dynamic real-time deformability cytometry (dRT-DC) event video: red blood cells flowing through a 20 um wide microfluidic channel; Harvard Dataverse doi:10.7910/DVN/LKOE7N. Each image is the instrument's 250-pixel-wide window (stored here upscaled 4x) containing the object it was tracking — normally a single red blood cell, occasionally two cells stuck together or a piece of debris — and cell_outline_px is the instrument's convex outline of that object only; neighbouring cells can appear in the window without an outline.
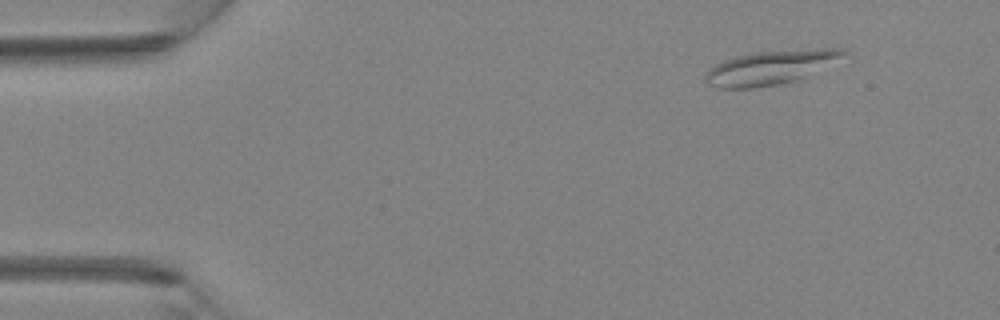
{"species": "Egyptian fruit bat (a non-hibernating species)", "species_latin": "Rousettus aegyptiacus", "temperature_condition": "room temperature", "stored_images_in_passage": 5, "camera_frame_rate_fps": 3000, "um_per_image_px": 0.085, "animal": {"sex": "female"}, "frame": {"image": 1, "passage_image": 5, "time_ms": 1.333, "image_size_px": [1000, 320], "cell_outline_px": [[852, 56], [796, 80], [776, 84], [752, 88], [720, 88], [708, 84], [704, 80], [704, 76], [708, 68], [724, 60], [756, 52], [820, 48], [840, 48], [848, 52]], "centroid_in_image_um": [65.58, 5.72], "position_along_channel_um": 19.4, "area_um2": 27.51}}